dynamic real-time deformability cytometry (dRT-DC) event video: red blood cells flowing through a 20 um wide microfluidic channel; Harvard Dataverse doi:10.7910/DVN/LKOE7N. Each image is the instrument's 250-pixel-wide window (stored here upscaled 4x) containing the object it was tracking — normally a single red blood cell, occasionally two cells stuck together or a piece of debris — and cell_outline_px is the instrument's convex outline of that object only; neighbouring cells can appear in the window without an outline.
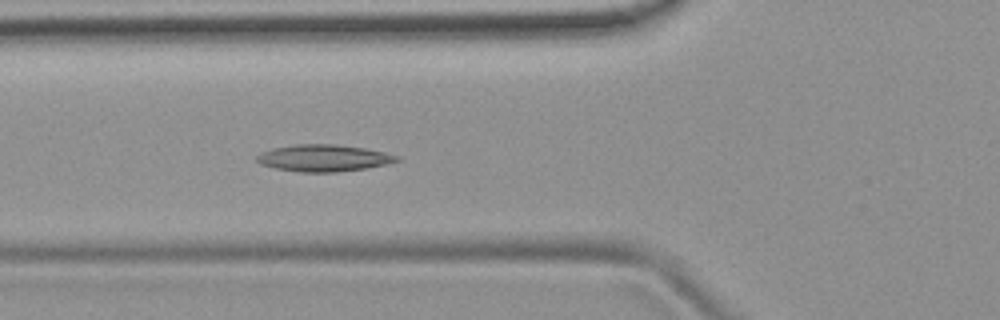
{"species": "common noctule bat (a hibernating species)", "species_latin": "Nyctalus noctula", "temperature_condition": "room temperature", "stored_images_in_passage": 6, "camera_frame_rate_fps": 3000, "um_per_image_px": 0.085, "animal": {"sex": "female", "body_mass_g": 19.9}, "frame": {"image": 1, "passage_image": 6, "time_ms": 5.667, "image_size_px": [1000, 320], "cell_outline_px": [[400, 160], [384, 164], [364, 168], [336, 172], [300, 172], [276, 168], [260, 164], [256, 160], [256, 156], [260, 152], [272, 148], [296, 144], [336, 144], [364, 148], [384, 152], [400, 156]], "centroid_in_image_um": [27.47, 13.42], "position_along_channel_um": 98.3, "area_um2": 21.79}}